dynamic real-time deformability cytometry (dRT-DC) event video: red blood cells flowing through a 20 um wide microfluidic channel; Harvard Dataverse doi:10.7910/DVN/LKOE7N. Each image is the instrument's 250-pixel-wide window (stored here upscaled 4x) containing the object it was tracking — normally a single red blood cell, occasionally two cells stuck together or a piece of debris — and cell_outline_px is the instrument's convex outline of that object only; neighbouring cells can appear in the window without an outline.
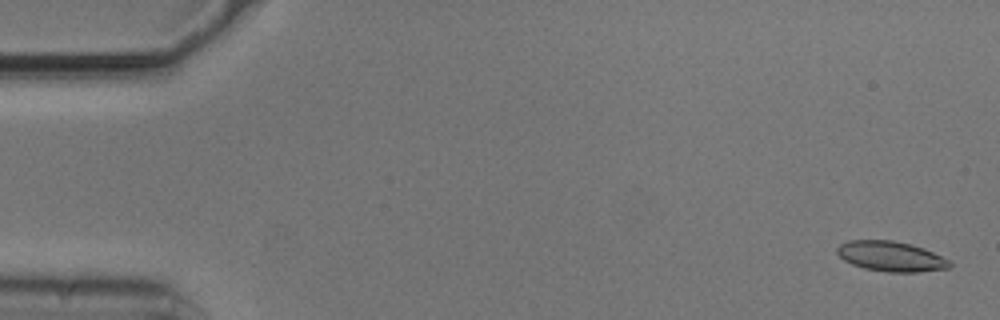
{"species": "common noctule bat (a hibernating species)", "species_latin": "Nyctalus noctula", "temperature_condition": "cold", "stored_images_in_passage": 8, "camera_frame_rate_fps": 3000, "um_per_image_px": 0.085, "animal": {"sex": "male", "body_mass_g": 20.5, "forearm_length_mm": 52.5}, "frame": {"image": 1, "passage_image": 1, "time_ms": 0.0, "image_size_px": [1000, 320], "cell_outline_px": [[952, 268], [916, 272], [888, 272], [864, 268], [852, 264], [844, 260], [836, 252], [836, 248], [840, 244], [848, 240], [892, 240], [912, 244], [924, 248], [948, 260], [952, 264]], "centroid_in_image_um": [75.72, 21.79], "position_along_channel_um": 9.3, "area_um2": 19.77}}